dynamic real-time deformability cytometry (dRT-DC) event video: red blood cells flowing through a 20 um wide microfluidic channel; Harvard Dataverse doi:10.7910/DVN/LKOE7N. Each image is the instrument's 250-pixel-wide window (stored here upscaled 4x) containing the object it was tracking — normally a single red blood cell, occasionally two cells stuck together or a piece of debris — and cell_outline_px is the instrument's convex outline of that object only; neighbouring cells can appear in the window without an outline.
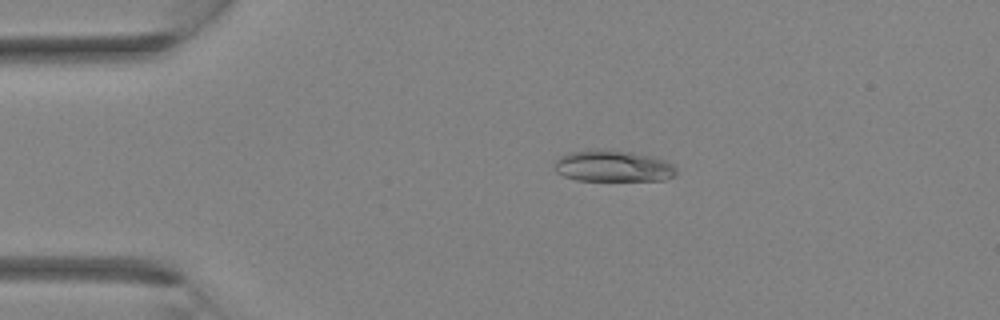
{"species": "Egyptian fruit bat (a non-hibernating species)", "species_latin": "Rousettus aegyptiacus", "temperature_condition": "room temperature", "stored_images_in_passage": 29, "camera_frame_rate_fps": 3000, "um_per_image_px": 0.085, "animal": {"sex": "female"}, "frame": {"image": 1, "passage_image": 2, "time_ms": 0.333, "image_size_px": [1000, 320], "cell_outline_px": [[676, 176], [664, 180], [576, 180], [564, 176], [556, 172], [552, 164], [560, 156], [568, 152], [596, 148], [612, 148], [648, 156], [664, 160], [672, 164], [676, 168]], "centroid_in_image_um": [52.05, 14.1], "position_along_channel_um": 32.9, "area_um2": 22.66}}
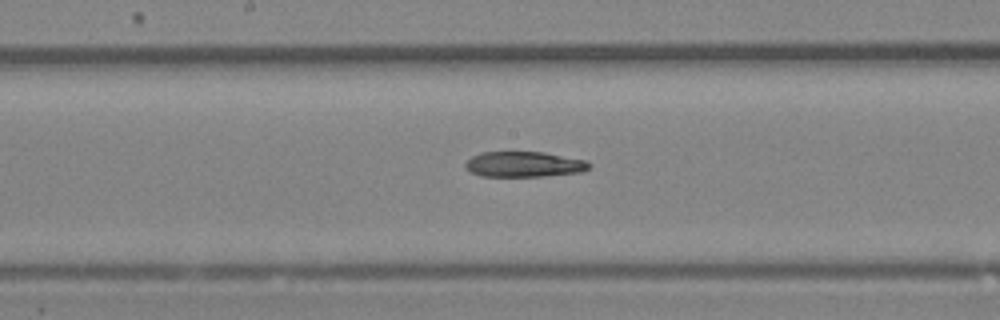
{"frame": {"image": 2, "passage_image": 13, "time_ms": 4.0, "image_size_px": [1000, 320], "cell_outline_px": [[592, 164], [588, 168], [580, 172], [544, 176], [480, 176], [468, 172], [464, 168], [464, 164], [472, 156], [480, 152], [544, 152], [588, 160]], "centroid_in_image_um": [44.52, 13.96], "position_along_channel_um": 203.7, "area_um2": 18.55}}
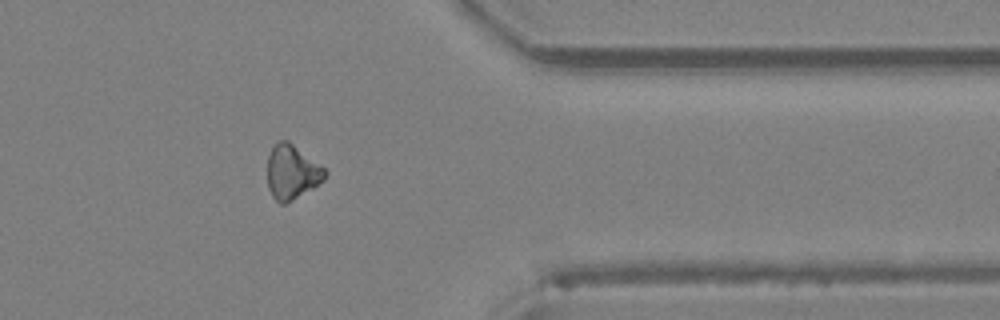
{"frame": {"image": 3, "passage_image": 23, "time_ms": 7.333, "image_size_px": [1000, 320], "cell_outline_px": [[328, 172], [324, 180], [312, 188], [292, 200], [284, 204], [280, 204], [272, 196], [268, 188], [268, 156], [272, 148], [280, 140], [288, 140], [324, 168]], "centroid_in_image_um": [24.81, 14.63], "position_along_channel_um": 386.6, "area_um2": 17.98}}